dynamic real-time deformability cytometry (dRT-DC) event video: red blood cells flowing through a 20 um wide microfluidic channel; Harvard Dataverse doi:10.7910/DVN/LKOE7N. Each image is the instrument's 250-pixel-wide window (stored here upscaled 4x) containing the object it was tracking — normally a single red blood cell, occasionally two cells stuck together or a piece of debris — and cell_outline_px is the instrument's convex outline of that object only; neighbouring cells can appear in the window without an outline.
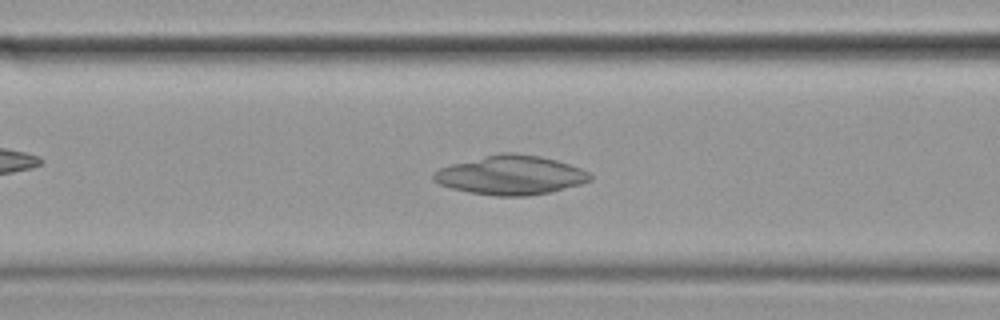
{"species": "common noctule bat (a hibernating species)", "species_latin": "Nyctalus noctula", "temperature_condition": "cold", "stored_images_in_passage": 54, "camera_frame_rate_fps": 3000, "um_per_image_px": 0.085, "animal": {"sex": "female", "body_mass_g": 19.9}, "frame": {"image": 1, "passage_image": 22, "time_ms": 7.0, "image_size_px": [1000, 320], "cell_outline_px": [[592, 180], [580, 184], [552, 192], [528, 196], [496, 196], [468, 192], [452, 188], [440, 184], [432, 180], [432, 172], [440, 168], [452, 164], [500, 152], [512, 152], [540, 156], [556, 160], [580, 168], [588, 172], [592, 176]], "centroid_in_image_um": [43.4, 14.89], "position_along_channel_um": 123.2, "area_um2": 35.72}}
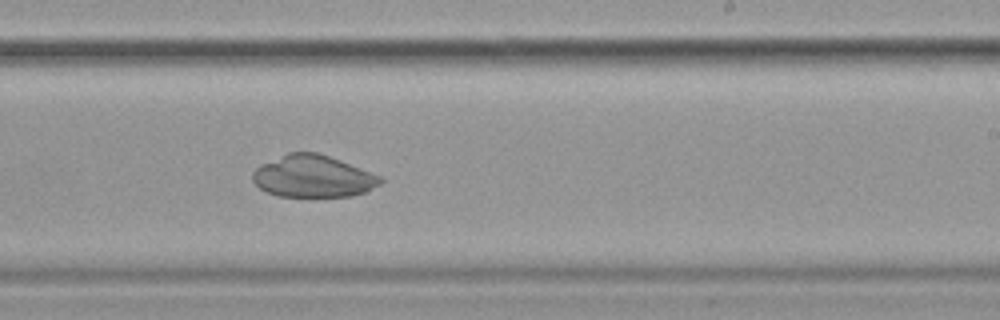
{"frame": {"image": 2, "passage_image": 34, "time_ms": 11.0, "image_size_px": [1000, 320], "cell_outline_px": [[384, 180], [380, 184], [364, 192], [352, 196], [276, 196], [260, 188], [252, 180], [252, 172], [260, 164], [288, 152], [316, 152], [340, 160], [384, 176]], "centroid_in_image_um": [26.62, 14.98], "position_along_channel_um": 262.4, "area_um2": 31.39}}
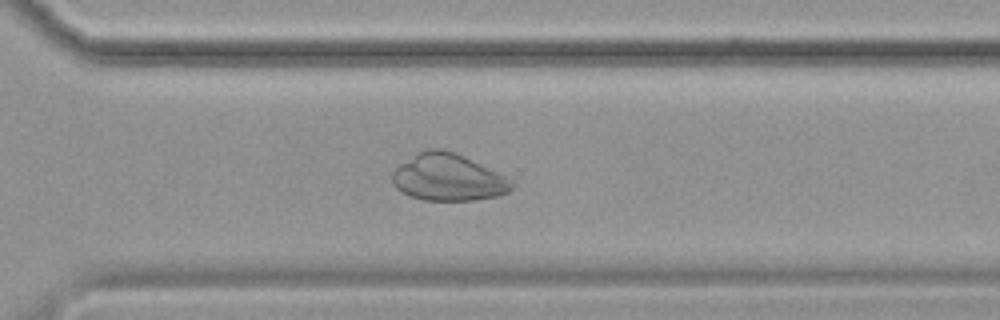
{"frame": {"image": 3, "passage_image": 40, "time_ms": 13.0, "image_size_px": [1000, 320], "cell_outline_px": [[512, 188], [508, 192], [500, 196], [476, 200], [424, 200], [408, 196], [396, 188], [392, 184], [392, 172], [400, 164], [416, 152], [424, 148], [440, 148], [456, 152], [504, 176], [512, 184]], "centroid_in_image_um": [38.03, 15.07], "position_along_channel_um": 332.6, "area_um2": 32.71}}